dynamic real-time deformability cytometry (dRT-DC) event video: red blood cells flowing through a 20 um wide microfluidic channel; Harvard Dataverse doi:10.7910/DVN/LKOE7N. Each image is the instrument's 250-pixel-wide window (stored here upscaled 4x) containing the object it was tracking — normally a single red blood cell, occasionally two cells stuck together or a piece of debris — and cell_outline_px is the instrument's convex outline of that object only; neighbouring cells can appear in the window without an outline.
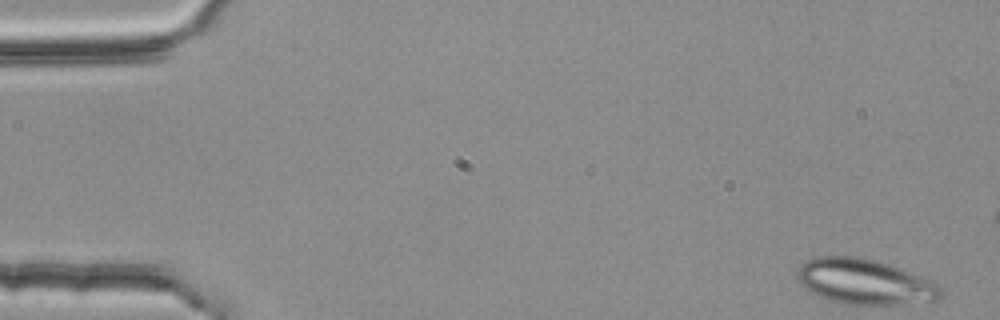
{"species": "common noctule bat (a hibernating species)", "species_latin": "Nyctalus noctula", "temperature_condition": "room temperature", "stored_images_in_passage": 4, "camera_frame_rate_fps": 3000, "um_per_image_px": 0.085, "animal": {"sex": "female", "body_mass_g": 25.1}, "frame": {"image": 1, "passage_image": 1, "time_ms": 0.0, "image_size_px": [1000, 320], "cell_outline_px": [[940, 296], [936, 300], [892, 304], [848, 304], [832, 300], [820, 296], [812, 292], [796, 276], [796, 272], [800, 264], [804, 260], [820, 256], [856, 256], [888, 264], [900, 268], [920, 276], [936, 284], [940, 288]], "centroid_in_image_um": [73.45, 23.92], "position_along_channel_um": 11.6, "area_um2": 36.99}}